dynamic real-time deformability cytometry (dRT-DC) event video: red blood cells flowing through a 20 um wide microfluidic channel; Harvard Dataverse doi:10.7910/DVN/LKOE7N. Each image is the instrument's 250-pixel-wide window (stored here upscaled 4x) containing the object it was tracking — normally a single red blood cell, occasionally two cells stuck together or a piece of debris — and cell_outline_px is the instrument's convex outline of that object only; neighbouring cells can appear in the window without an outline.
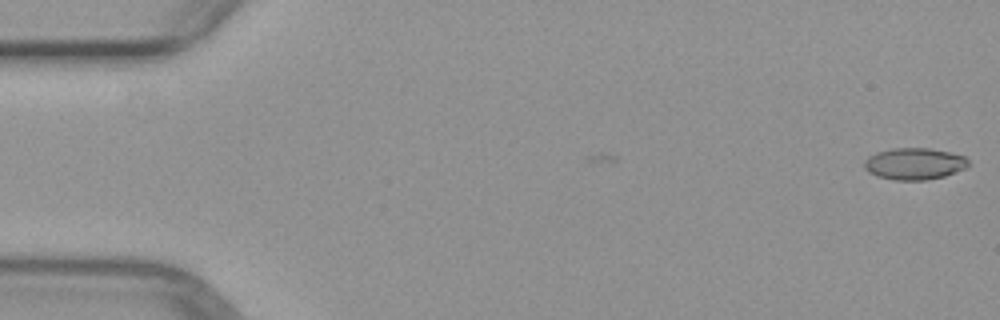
{"species": "common noctule bat (a hibernating species)", "species_latin": "Nyctalus noctula", "temperature_condition": "warm", "stored_images_in_passage": 3, "camera_frame_rate_fps": 3000, "um_per_image_px": 0.085, "animal": {"sex": "female", "body_mass_g": 29.2, "forearm_length_mm": 56.3}, "frame": {"image": 1, "passage_image": 3, "time_ms": 0.667, "image_size_px": [1000, 320], "cell_outline_px": [[968, 164], [964, 168], [944, 176], [924, 180], [892, 180], [876, 176], [868, 172], [864, 168], [864, 160], [868, 156], [876, 152], [892, 148], [928, 148], [948, 152], [964, 156], [968, 160]], "centroid_in_image_um": [77.65, 13.92], "position_along_channel_um": 7.3, "area_um2": 19.19}}